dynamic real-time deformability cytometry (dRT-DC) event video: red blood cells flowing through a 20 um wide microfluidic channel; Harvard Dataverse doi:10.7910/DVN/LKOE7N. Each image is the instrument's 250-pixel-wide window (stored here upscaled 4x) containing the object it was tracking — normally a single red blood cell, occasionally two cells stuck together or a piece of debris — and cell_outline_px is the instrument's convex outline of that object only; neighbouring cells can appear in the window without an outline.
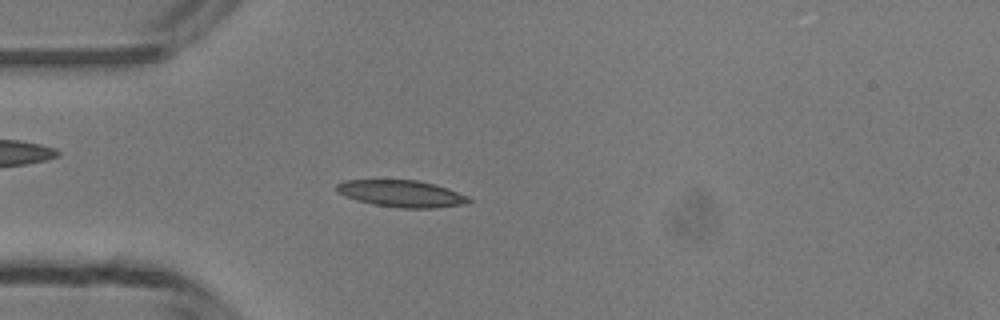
{"species": "common noctule bat (a hibernating species)", "species_latin": "Nyctalus noctula", "temperature_condition": "room temperature", "stored_images_in_passage": 43, "camera_frame_rate_fps": 3000, "um_per_image_px": 0.085, "animal": {"sex": "male", "body_mass_g": 13.3}, "frame": {"image": 1, "passage_image": 8, "time_ms": 2.333, "image_size_px": [1000, 320], "cell_outline_px": [[472, 200], [468, 204], [436, 208], [400, 208], [372, 204], [356, 200], [340, 192], [336, 188], [336, 184], [344, 180], [416, 180], [436, 184], [448, 188], [468, 196]], "centroid_in_image_um": [34.2, 16.46], "position_along_channel_um": 50.8, "area_um2": 20.69}}
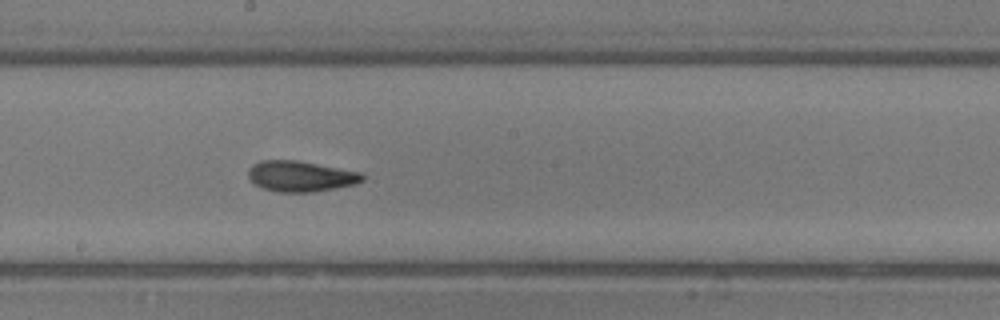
{"frame": {"image": 2, "passage_image": 21, "time_ms": 6.667, "image_size_px": [1000, 320], "cell_outline_px": [[364, 180], [356, 184], [336, 188], [312, 192], [280, 192], [260, 188], [248, 176], [248, 168], [252, 164], [260, 160], [296, 160], [360, 172], [364, 176]], "centroid_in_image_um": [25.53, 14.98], "position_along_channel_um": 222.7, "area_um2": 20.4}}
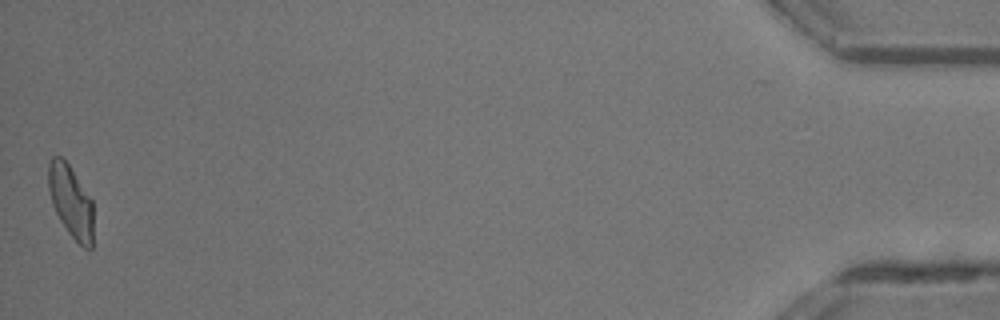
{"frame": {"image": 3, "passage_image": 43, "time_ms": 14.0, "image_size_px": [1000, 320], "cell_outline_px": [[92, 248], [84, 248], [68, 232], [60, 220], [52, 204], [48, 188], [48, 164], [52, 156], [60, 156], [68, 164], [92, 200]], "centroid_in_image_um": [6.0, 17.1], "position_along_channel_um": 429.2, "area_um2": 18.61}, "authors_computed_cell_mechanics": {"area_um2": 19.8254, "velocity_mm_per_s": 4.1947, "shape_relaxation_time_tau1_ms": 4.4757, "shape_relaxation_time_tau2_ms": 2.2287, "deformation_change_tau1": 0.1404, "deformation_change_tau2": 0.093}}